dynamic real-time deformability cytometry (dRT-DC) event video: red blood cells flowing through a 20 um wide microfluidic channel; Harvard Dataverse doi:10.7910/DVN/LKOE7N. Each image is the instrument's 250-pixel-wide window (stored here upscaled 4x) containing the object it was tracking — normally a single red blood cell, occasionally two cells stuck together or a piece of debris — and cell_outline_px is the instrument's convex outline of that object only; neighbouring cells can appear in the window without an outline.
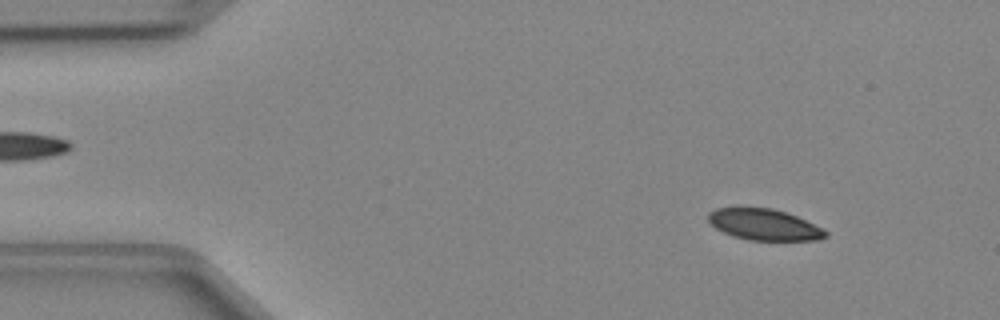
{"species": "Egyptian fruit bat (a non-hibernating species)", "species_latin": "Rousettus aegyptiacus", "temperature_condition": "cold", "stored_images_in_passage": 47, "camera_frame_rate_fps": 3000, "um_per_image_px": 0.085, "animal": {"sex": "female"}, "frame": {"image": 1, "passage_image": 5, "time_ms": 1.333, "image_size_px": [1000, 320], "cell_outline_px": [[828, 236], [820, 240], [748, 240], [732, 236], [716, 228], [708, 220], [708, 212], [716, 208], [736, 204], [772, 208], [796, 216], [824, 228], [828, 232]], "centroid_in_image_um": [64.91, 19.04], "position_along_channel_um": 20.1, "area_um2": 22.08}}
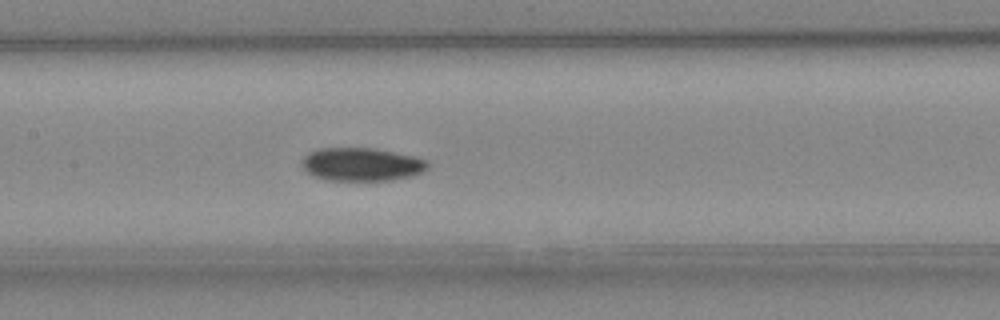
{"frame": {"image": 2, "passage_image": 22, "time_ms": 7.0, "image_size_px": [1000, 320], "cell_outline_px": [[428, 168], [424, 172], [412, 176], [392, 180], [324, 180], [312, 176], [300, 164], [304, 156], [308, 152], [316, 148], [376, 148], [416, 156], [428, 160]], "centroid_in_image_um": [30.75, 13.96], "position_along_channel_um": 176.7, "area_um2": 24.8}}
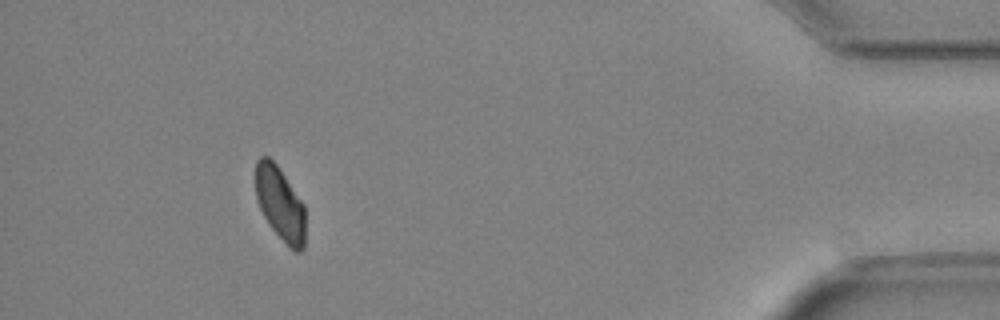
{"frame": {"image": 3, "passage_image": 43, "time_ms": 14.0, "image_size_px": [1000, 320], "cell_outline_px": [[304, 248], [300, 252], [296, 252], [288, 248], [272, 228], [264, 216], [260, 208], [256, 196], [256, 160], [260, 156], [268, 156], [276, 164], [304, 204]], "centroid_in_image_um": [23.81, 17.33], "position_along_channel_um": 411.4, "area_um2": 21.21}}